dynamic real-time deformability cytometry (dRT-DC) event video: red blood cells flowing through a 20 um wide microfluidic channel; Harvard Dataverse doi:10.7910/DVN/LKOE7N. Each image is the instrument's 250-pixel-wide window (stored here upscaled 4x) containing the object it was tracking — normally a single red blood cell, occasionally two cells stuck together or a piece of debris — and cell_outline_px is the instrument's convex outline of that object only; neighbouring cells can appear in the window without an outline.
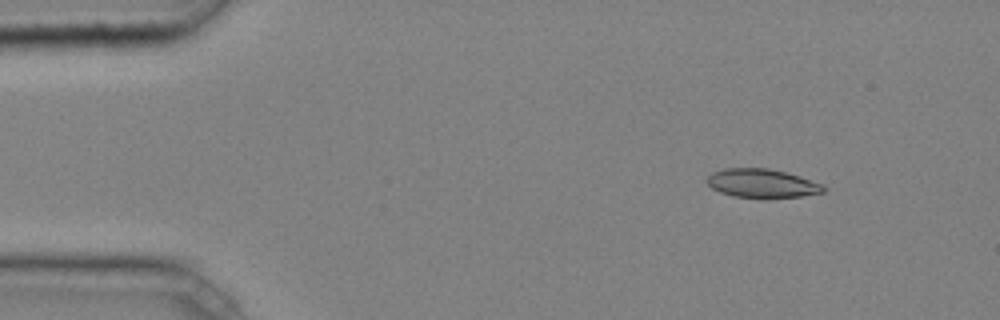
{"species": "common noctule bat (a hibernating species)", "species_latin": "Nyctalus noctula", "temperature_condition": "cold", "stored_images_in_passage": 5, "segment_of_instrument_passage": [2, 2], "camera_frame_rate_fps": 3000, "um_per_image_px": 0.085, "animal": {"sex": "male", "body_mass_g": 20.4}, "frame": {"image": 1, "passage_image": 5, "time_ms": 1.333, "image_size_px": [1000, 320], "cell_outline_px": [[824, 192], [800, 196], [768, 200], [760, 200], [732, 196], [720, 192], [712, 188], [708, 184], [708, 176], [712, 172], [724, 168], [768, 168], [800, 176], [824, 184]], "centroid_in_image_um": [64.78, 15.62], "position_along_channel_um": 20.2, "area_um2": 20.06}}